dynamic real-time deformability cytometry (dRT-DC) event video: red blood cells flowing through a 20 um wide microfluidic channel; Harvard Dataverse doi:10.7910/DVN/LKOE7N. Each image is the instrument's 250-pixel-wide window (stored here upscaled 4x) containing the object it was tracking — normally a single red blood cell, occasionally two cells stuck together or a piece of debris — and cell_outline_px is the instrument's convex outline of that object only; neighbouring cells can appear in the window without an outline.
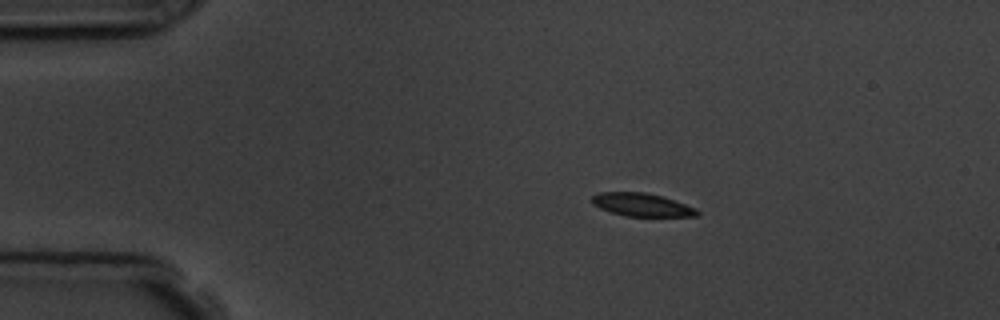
{"species": "common noctule bat (a hibernating species)", "species_latin": "Nyctalus noctula", "temperature_condition": "room temperature", "stored_images_in_passage": 5, "camera_frame_rate_fps": 3000, "um_per_image_px": 0.085, "animal": {"sex": "male", "body_mass_g": 19.5, "forearm_length_mm": 54.6}, "frame": {"image": 1, "passage_image": 1, "time_ms": 0.0, "image_size_px": [1000, 320], "cell_outline_px": [[700, 212], [696, 216], [624, 216], [600, 208], [592, 204], [592, 196], [600, 192], [644, 192], [660, 196], [696, 208]], "centroid_in_image_um": [54.52, 17.41], "position_along_channel_um": 30.5, "area_um2": 13.93}}
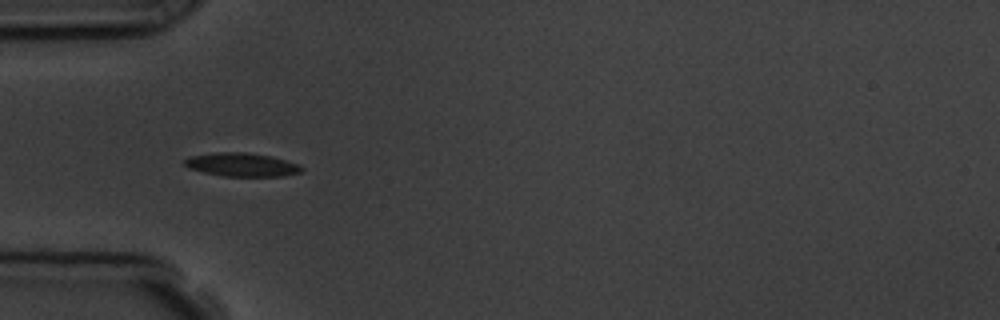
{"frame": {"image": 2, "passage_image": 3, "time_ms": 2.333, "image_size_px": [1000, 320], "cell_outline_px": [[304, 172], [284, 176], [220, 176], [188, 168], [184, 164], [184, 160], [188, 156], [216, 152], [244, 152], [268, 156], [284, 160], [296, 164], [304, 168]], "centroid_in_image_um": [20.52, 14.0], "position_along_channel_um": 64.5, "area_um2": 16.01}}